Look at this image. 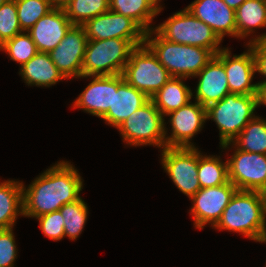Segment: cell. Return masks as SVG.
I'll return each mask as SVG.
<instances>
[{"label": "cell", "instance_id": "16", "mask_svg": "<svg viewBox=\"0 0 266 267\" xmlns=\"http://www.w3.org/2000/svg\"><path fill=\"white\" fill-rule=\"evenodd\" d=\"M186 9L211 27L221 40L225 35L237 37L235 10L223 0H195Z\"/></svg>", "mask_w": 266, "mask_h": 267}, {"label": "cell", "instance_id": "40", "mask_svg": "<svg viewBox=\"0 0 266 267\" xmlns=\"http://www.w3.org/2000/svg\"><path fill=\"white\" fill-rule=\"evenodd\" d=\"M9 0H0V6L6 2H8Z\"/></svg>", "mask_w": 266, "mask_h": 267}, {"label": "cell", "instance_id": "19", "mask_svg": "<svg viewBox=\"0 0 266 267\" xmlns=\"http://www.w3.org/2000/svg\"><path fill=\"white\" fill-rule=\"evenodd\" d=\"M64 9L53 8L41 17L28 31L38 52L50 53L65 37L72 26Z\"/></svg>", "mask_w": 266, "mask_h": 267}, {"label": "cell", "instance_id": "33", "mask_svg": "<svg viewBox=\"0 0 266 267\" xmlns=\"http://www.w3.org/2000/svg\"><path fill=\"white\" fill-rule=\"evenodd\" d=\"M39 226L45 236L53 241L61 240L65 237L64 219L60 211H54L38 216Z\"/></svg>", "mask_w": 266, "mask_h": 267}, {"label": "cell", "instance_id": "9", "mask_svg": "<svg viewBox=\"0 0 266 267\" xmlns=\"http://www.w3.org/2000/svg\"><path fill=\"white\" fill-rule=\"evenodd\" d=\"M161 162L175 186L189 199L201 189L198 180V148L165 147Z\"/></svg>", "mask_w": 266, "mask_h": 267}, {"label": "cell", "instance_id": "1", "mask_svg": "<svg viewBox=\"0 0 266 267\" xmlns=\"http://www.w3.org/2000/svg\"><path fill=\"white\" fill-rule=\"evenodd\" d=\"M83 181L77 169L68 161H60L47 169L28 186L22 183L23 216L37 218L59 211L65 205L80 199Z\"/></svg>", "mask_w": 266, "mask_h": 267}, {"label": "cell", "instance_id": "39", "mask_svg": "<svg viewBox=\"0 0 266 267\" xmlns=\"http://www.w3.org/2000/svg\"><path fill=\"white\" fill-rule=\"evenodd\" d=\"M259 41H266V33H263L262 35L260 34L256 38H253L252 40L250 39L249 44L254 43V42H259Z\"/></svg>", "mask_w": 266, "mask_h": 267}, {"label": "cell", "instance_id": "24", "mask_svg": "<svg viewBox=\"0 0 266 267\" xmlns=\"http://www.w3.org/2000/svg\"><path fill=\"white\" fill-rule=\"evenodd\" d=\"M19 215H23L22 182L14 180L1 182L0 229L13 228Z\"/></svg>", "mask_w": 266, "mask_h": 267}, {"label": "cell", "instance_id": "4", "mask_svg": "<svg viewBox=\"0 0 266 267\" xmlns=\"http://www.w3.org/2000/svg\"><path fill=\"white\" fill-rule=\"evenodd\" d=\"M256 108V95L238 93H229L206 108L207 119L216 122L219 129L222 149H228L243 128L255 117Z\"/></svg>", "mask_w": 266, "mask_h": 267}, {"label": "cell", "instance_id": "25", "mask_svg": "<svg viewBox=\"0 0 266 267\" xmlns=\"http://www.w3.org/2000/svg\"><path fill=\"white\" fill-rule=\"evenodd\" d=\"M237 38L254 33L255 28L266 27V2L246 0L235 10ZM254 28V30H253Z\"/></svg>", "mask_w": 266, "mask_h": 267}, {"label": "cell", "instance_id": "27", "mask_svg": "<svg viewBox=\"0 0 266 267\" xmlns=\"http://www.w3.org/2000/svg\"><path fill=\"white\" fill-rule=\"evenodd\" d=\"M220 156L202 155L199 151L198 180L200 188L215 187L229 182L228 161Z\"/></svg>", "mask_w": 266, "mask_h": 267}, {"label": "cell", "instance_id": "8", "mask_svg": "<svg viewBox=\"0 0 266 267\" xmlns=\"http://www.w3.org/2000/svg\"><path fill=\"white\" fill-rule=\"evenodd\" d=\"M124 79L151 98L172 76L144 43L136 46L122 73Z\"/></svg>", "mask_w": 266, "mask_h": 267}, {"label": "cell", "instance_id": "6", "mask_svg": "<svg viewBox=\"0 0 266 267\" xmlns=\"http://www.w3.org/2000/svg\"><path fill=\"white\" fill-rule=\"evenodd\" d=\"M154 30L167 41L209 49L215 55L223 49L219 46L222 40L212 28L186 8L174 13Z\"/></svg>", "mask_w": 266, "mask_h": 267}, {"label": "cell", "instance_id": "18", "mask_svg": "<svg viewBox=\"0 0 266 267\" xmlns=\"http://www.w3.org/2000/svg\"><path fill=\"white\" fill-rule=\"evenodd\" d=\"M248 47L247 52L233 55V57L230 50L224 48V69L230 93L241 95H256L257 93V83L251 84L256 72L255 58L251 47Z\"/></svg>", "mask_w": 266, "mask_h": 267}, {"label": "cell", "instance_id": "26", "mask_svg": "<svg viewBox=\"0 0 266 267\" xmlns=\"http://www.w3.org/2000/svg\"><path fill=\"white\" fill-rule=\"evenodd\" d=\"M232 143L244 152L266 155V120L255 116Z\"/></svg>", "mask_w": 266, "mask_h": 267}, {"label": "cell", "instance_id": "12", "mask_svg": "<svg viewBox=\"0 0 266 267\" xmlns=\"http://www.w3.org/2000/svg\"><path fill=\"white\" fill-rule=\"evenodd\" d=\"M237 190L229 181L224 185L201 188L192 196L191 213L195 228L202 229L207 223L214 227Z\"/></svg>", "mask_w": 266, "mask_h": 267}, {"label": "cell", "instance_id": "37", "mask_svg": "<svg viewBox=\"0 0 266 267\" xmlns=\"http://www.w3.org/2000/svg\"><path fill=\"white\" fill-rule=\"evenodd\" d=\"M52 8L64 9L71 0H48Z\"/></svg>", "mask_w": 266, "mask_h": 267}, {"label": "cell", "instance_id": "35", "mask_svg": "<svg viewBox=\"0 0 266 267\" xmlns=\"http://www.w3.org/2000/svg\"><path fill=\"white\" fill-rule=\"evenodd\" d=\"M250 46L255 58L256 72L266 77V41L247 44ZM260 82H266V79Z\"/></svg>", "mask_w": 266, "mask_h": 267}, {"label": "cell", "instance_id": "38", "mask_svg": "<svg viewBox=\"0 0 266 267\" xmlns=\"http://www.w3.org/2000/svg\"><path fill=\"white\" fill-rule=\"evenodd\" d=\"M230 8L236 10L241 6L246 0H223Z\"/></svg>", "mask_w": 266, "mask_h": 267}, {"label": "cell", "instance_id": "2", "mask_svg": "<svg viewBox=\"0 0 266 267\" xmlns=\"http://www.w3.org/2000/svg\"><path fill=\"white\" fill-rule=\"evenodd\" d=\"M214 228L241 233L251 240L262 242L266 234L264 194L237 190Z\"/></svg>", "mask_w": 266, "mask_h": 267}, {"label": "cell", "instance_id": "13", "mask_svg": "<svg viewBox=\"0 0 266 267\" xmlns=\"http://www.w3.org/2000/svg\"><path fill=\"white\" fill-rule=\"evenodd\" d=\"M88 38L83 25H72L62 41L49 53L66 79L81 78Z\"/></svg>", "mask_w": 266, "mask_h": 267}, {"label": "cell", "instance_id": "41", "mask_svg": "<svg viewBox=\"0 0 266 267\" xmlns=\"http://www.w3.org/2000/svg\"><path fill=\"white\" fill-rule=\"evenodd\" d=\"M265 242H266V234H265L264 240L261 243H265Z\"/></svg>", "mask_w": 266, "mask_h": 267}, {"label": "cell", "instance_id": "15", "mask_svg": "<svg viewBox=\"0 0 266 267\" xmlns=\"http://www.w3.org/2000/svg\"><path fill=\"white\" fill-rule=\"evenodd\" d=\"M198 76L194 98L202 106L207 108L230 93L224 69V48L194 77Z\"/></svg>", "mask_w": 266, "mask_h": 267}, {"label": "cell", "instance_id": "10", "mask_svg": "<svg viewBox=\"0 0 266 267\" xmlns=\"http://www.w3.org/2000/svg\"><path fill=\"white\" fill-rule=\"evenodd\" d=\"M88 40L127 39L135 47L144 44L145 31L130 17L109 10L83 25Z\"/></svg>", "mask_w": 266, "mask_h": 267}, {"label": "cell", "instance_id": "36", "mask_svg": "<svg viewBox=\"0 0 266 267\" xmlns=\"http://www.w3.org/2000/svg\"><path fill=\"white\" fill-rule=\"evenodd\" d=\"M257 107L266 105V82L257 83Z\"/></svg>", "mask_w": 266, "mask_h": 267}, {"label": "cell", "instance_id": "28", "mask_svg": "<svg viewBox=\"0 0 266 267\" xmlns=\"http://www.w3.org/2000/svg\"><path fill=\"white\" fill-rule=\"evenodd\" d=\"M109 9L110 0H71L64 11L73 25H84Z\"/></svg>", "mask_w": 266, "mask_h": 267}, {"label": "cell", "instance_id": "5", "mask_svg": "<svg viewBox=\"0 0 266 267\" xmlns=\"http://www.w3.org/2000/svg\"><path fill=\"white\" fill-rule=\"evenodd\" d=\"M134 48L127 39L88 40L81 78L122 74Z\"/></svg>", "mask_w": 266, "mask_h": 267}, {"label": "cell", "instance_id": "3", "mask_svg": "<svg viewBox=\"0 0 266 267\" xmlns=\"http://www.w3.org/2000/svg\"><path fill=\"white\" fill-rule=\"evenodd\" d=\"M144 43L172 77H194L215 56L209 49L167 41L154 29L145 32Z\"/></svg>", "mask_w": 266, "mask_h": 267}, {"label": "cell", "instance_id": "22", "mask_svg": "<svg viewBox=\"0 0 266 267\" xmlns=\"http://www.w3.org/2000/svg\"><path fill=\"white\" fill-rule=\"evenodd\" d=\"M187 78L171 77L150 99L163 116L187 105L192 90L183 83Z\"/></svg>", "mask_w": 266, "mask_h": 267}, {"label": "cell", "instance_id": "17", "mask_svg": "<svg viewBox=\"0 0 266 267\" xmlns=\"http://www.w3.org/2000/svg\"><path fill=\"white\" fill-rule=\"evenodd\" d=\"M150 98L131 86L122 74L113 75L112 108L101 118L113 127L119 125Z\"/></svg>", "mask_w": 266, "mask_h": 267}, {"label": "cell", "instance_id": "21", "mask_svg": "<svg viewBox=\"0 0 266 267\" xmlns=\"http://www.w3.org/2000/svg\"><path fill=\"white\" fill-rule=\"evenodd\" d=\"M19 74L29 86L50 87L66 79L51 60L50 54L38 52L20 67Z\"/></svg>", "mask_w": 266, "mask_h": 267}, {"label": "cell", "instance_id": "20", "mask_svg": "<svg viewBox=\"0 0 266 267\" xmlns=\"http://www.w3.org/2000/svg\"><path fill=\"white\" fill-rule=\"evenodd\" d=\"M93 78L74 101L73 107L102 118L108 109L112 108L113 75L93 76Z\"/></svg>", "mask_w": 266, "mask_h": 267}, {"label": "cell", "instance_id": "29", "mask_svg": "<svg viewBox=\"0 0 266 267\" xmlns=\"http://www.w3.org/2000/svg\"><path fill=\"white\" fill-rule=\"evenodd\" d=\"M59 211L64 219V233L70 240H76L87 221L88 206L82 198L63 205Z\"/></svg>", "mask_w": 266, "mask_h": 267}, {"label": "cell", "instance_id": "32", "mask_svg": "<svg viewBox=\"0 0 266 267\" xmlns=\"http://www.w3.org/2000/svg\"><path fill=\"white\" fill-rule=\"evenodd\" d=\"M22 32L15 0H9L0 6V46Z\"/></svg>", "mask_w": 266, "mask_h": 267}, {"label": "cell", "instance_id": "31", "mask_svg": "<svg viewBox=\"0 0 266 267\" xmlns=\"http://www.w3.org/2000/svg\"><path fill=\"white\" fill-rule=\"evenodd\" d=\"M15 3L21 29L25 32L53 9L48 0H15Z\"/></svg>", "mask_w": 266, "mask_h": 267}, {"label": "cell", "instance_id": "34", "mask_svg": "<svg viewBox=\"0 0 266 267\" xmlns=\"http://www.w3.org/2000/svg\"><path fill=\"white\" fill-rule=\"evenodd\" d=\"M13 229H0V267H14L17 248Z\"/></svg>", "mask_w": 266, "mask_h": 267}, {"label": "cell", "instance_id": "11", "mask_svg": "<svg viewBox=\"0 0 266 267\" xmlns=\"http://www.w3.org/2000/svg\"><path fill=\"white\" fill-rule=\"evenodd\" d=\"M232 157L227 159L229 181L238 189L245 191L266 190V155L244 152L235 148Z\"/></svg>", "mask_w": 266, "mask_h": 267}, {"label": "cell", "instance_id": "7", "mask_svg": "<svg viewBox=\"0 0 266 267\" xmlns=\"http://www.w3.org/2000/svg\"><path fill=\"white\" fill-rule=\"evenodd\" d=\"M164 116L149 99L139 109L134 111L117 128L123 141L130 146L153 145L166 147L167 130Z\"/></svg>", "mask_w": 266, "mask_h": 267}, {"label": "cell", "instance_id": "23", "mask_svg": "<svg viewBox=\"0 0 266 267\" xmlns=\"http://www.w3.org/2000/svg\"><path fill=\"white\" fill-rule=\"evenodd\" d=\"M159 0H110V9L123 16L130 17L145 32L153 29L149 25L163 9Z\"/></svg>", "mask_w": 266, "mask_h": 267}, {"label": "cell", "instance_id": "14", "mask_svg": "<svg viewBox=\"0 0 266 267\" xmlns=\"http://www.w3.org/2000/svg\"><path fill=\"white\" fill-rule=\"evenodd\" d=\"M170 116L171 136L165 137L166 147H195L191 139L200 132L207 120L206 107L197 101L167 114Z\"/></svg>", "mask_w": 266, "mask_h": 267}, {"label": "cell", "instance_id": "30", "mask_svg": "<svg viewBox=\"0 0 266 267\" xmlns=\"http://www.w3.org/2000/svg\"><path fill=\"white\" fill-rule=\"evenodd\" d=\"M0 50L8 53L10 60L18 62L20 67L38 53L36 44L25 31L6 41Z\"/></svg>", "mask_w": 266, "mask_h": 267}]
</instances>
